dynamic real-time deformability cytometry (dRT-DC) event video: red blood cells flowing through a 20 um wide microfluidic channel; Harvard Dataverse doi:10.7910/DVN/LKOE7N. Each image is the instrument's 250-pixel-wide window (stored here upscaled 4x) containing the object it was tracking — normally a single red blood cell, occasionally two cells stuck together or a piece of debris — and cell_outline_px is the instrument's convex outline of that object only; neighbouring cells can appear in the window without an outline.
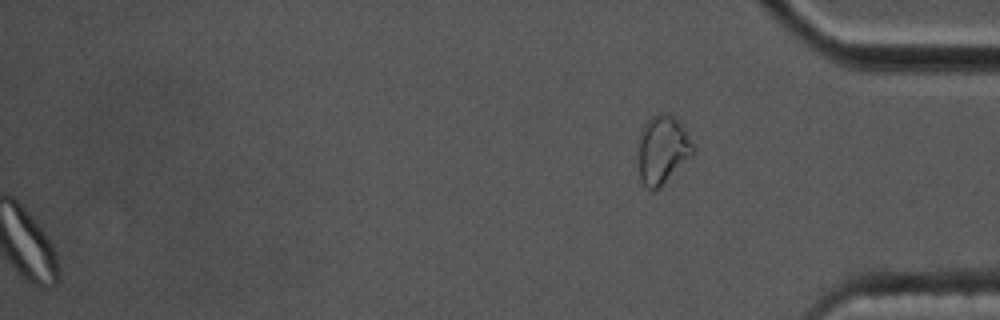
{"species": "common noctule bat (a hibernating species)", "species_latin": "Nyctalus noctula", "temperature_condition": "cold", "stored_images_in_passage": 52, "segment_of_instrument_passage": [2, 2], "camera_frame_rate_fps": 3000, "um_per_image_px": 0.085, "animal": {"sex": "male", "body_mass_g": 17.5, "forearm_length_mm": 52.3}, "frame": {"image": 1, "passage_image": 52, "time_ms": 17.0, "image_size_px": [1000, 320], "cell_outline_px": [[696, 148], [660, 188], [652, 192], [640, 180], [636, 156], [636, 144], [640, 128], [656, 112], [668, 112], [684, 128]], "centroid_in_image_um": [56.22, 12.7], "position_along_channel_um": 379.0, "area_um2": 22.31}}